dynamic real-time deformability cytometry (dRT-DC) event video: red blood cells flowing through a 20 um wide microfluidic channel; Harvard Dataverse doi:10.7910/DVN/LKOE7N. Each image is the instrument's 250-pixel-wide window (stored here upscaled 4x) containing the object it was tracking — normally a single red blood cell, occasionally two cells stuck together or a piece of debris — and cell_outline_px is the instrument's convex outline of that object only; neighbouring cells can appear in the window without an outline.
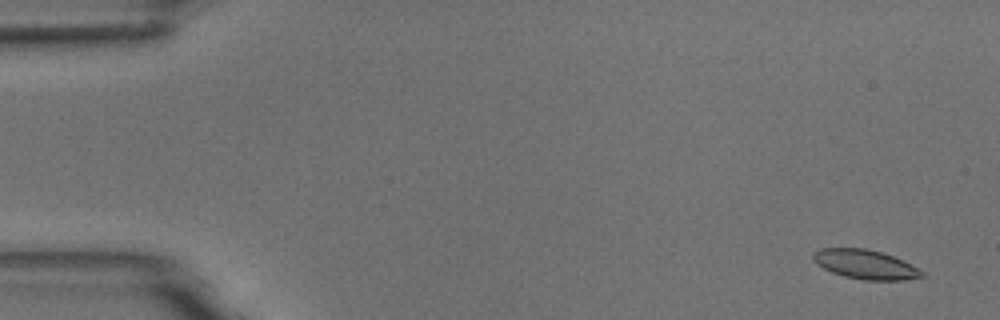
{"species": "common noctule bat (a hibernating species)", "species_latin": "Nyctalus noctula", "temperature_condition": "room temperature", "stored_images_in_passage": 5, "camera_frame_rate_fps": 3000, "um_per_image_px": 0.085, "animal": {"sex": "male", "body_mass_g": 18.8}, "frame": {"image": 1, "passage_image": 1, "time_ms": 0.0, "image_size_px": [1000, 320], "cell_outline_px": [[924, 276], [904, 280], [864, 280], [844, 276], [832, 272], [824, 268], [812, 256], [820, 248], [864, 248], [880, 252], [892, 256], [924, 272]], "centroid_in_image_um": [73.55, 22.48], "position_along_channel_um": 11.4, "area_um2": 17.98}}
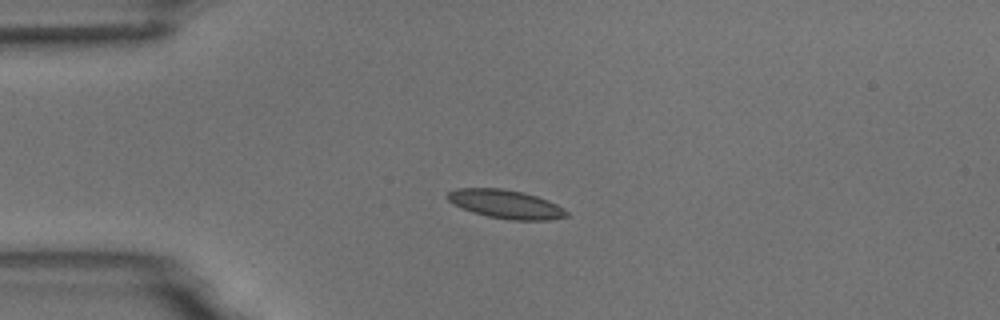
{"frame": {"image": 2, "passage_image": 4, "time_ms": 3.667, "image_size_px": [1000, 320], "cell_outline_px": [[568, 216], [548, 220], [512, 220], [488, 216], [472, 212], [452, 204], [444, 196], [448, 192], [456, 188], [500, 188], [524, 192], [548, 200], [564, 208], [568, 212]], "centroid_in_image_um": [42.96, 17.34], "position_along_channel_um": 42.0, "area_um2": 19.94}}